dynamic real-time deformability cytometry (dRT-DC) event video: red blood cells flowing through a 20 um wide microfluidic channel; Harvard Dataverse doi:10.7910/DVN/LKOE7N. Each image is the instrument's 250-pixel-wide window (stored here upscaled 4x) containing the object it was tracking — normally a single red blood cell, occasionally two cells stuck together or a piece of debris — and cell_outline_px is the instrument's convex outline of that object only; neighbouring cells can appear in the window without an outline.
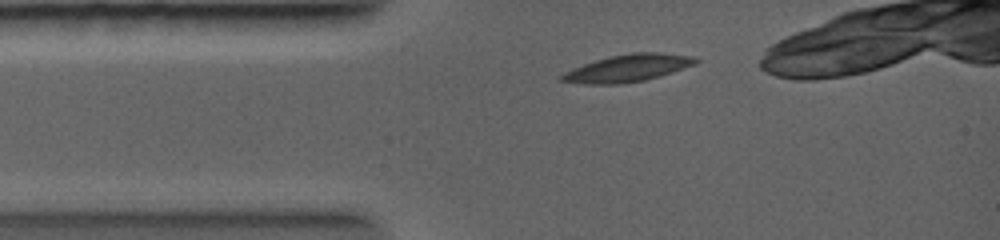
{"species": "common noctule bat (a hibernating species)", "species_latin": "Nyctalus noctula", "temperature_condition": "warm", "stored_images_in_passage": 25, "camera_frame_rate_fps": 5000, "um_per_image_px": 0.085, "animal": {"sex": "female", "body_mass_g": 19.0, "forearm_length_mm": 56.7}, "frame": {"image": 1, "passage_image": 1, "time_ms": 0.0, "image_size_px": [1000, 240], "cell_outline_px": [[700, 60], [696, 64], [660, 76], [644, 80], [620, 84], [580, 84], [560, 80], [560, 76], [564, 72], [584, 64], [596, 60], [612, 56], [632, 52], [660, 52], [696, 56]], "centroid_in_image_um": [53.41, 5.78], "position_along_channel_um": 31.6, "area_um2": 21.27}}
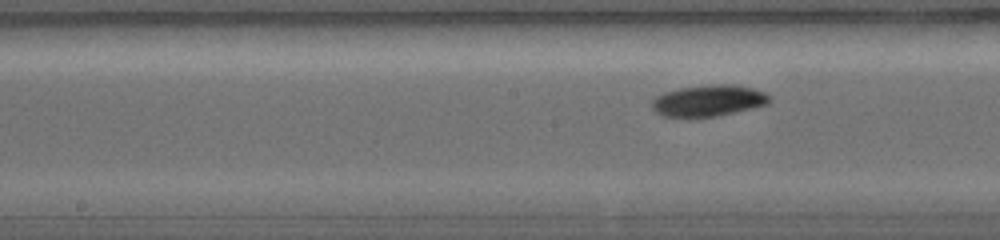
{"frame": {"image": 2, "passage_image": 9, "time_ms": 3.4, "image_size_px": [1000, 240], "cell_outline_px": [[768, 104], [720, 116], [692, 120], [688, 120], [660, 116], [652, 108], [652, 100], [656, 96], [664, 92], [684, 88], [720, 84], [732, 84], [752, 88], [764, 92], [768, 96]], "centroid_in_image_um": [60.14, 8.62], "position_along_channel_um": 188.1, "area_um2": 21.96}}
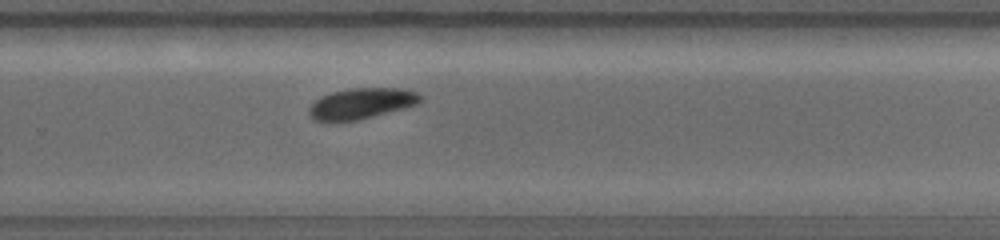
{"frame": {"image": 3, "passage_image": 19, "time_ms": 5.6, "image_size_px": [1000, 240], "cell_outline_px": [[420, 100], [416, 104], [360, 120], [316, 120], [308, 116], [308, 108], [320, 96], [332, 92], [352, 88], [400, 88], [416, 92], [420, 96]], "centroid_in_image_um": [30.68, 8.78], "position_along_channel_um": 299.1, "area_um2": 19.59}}